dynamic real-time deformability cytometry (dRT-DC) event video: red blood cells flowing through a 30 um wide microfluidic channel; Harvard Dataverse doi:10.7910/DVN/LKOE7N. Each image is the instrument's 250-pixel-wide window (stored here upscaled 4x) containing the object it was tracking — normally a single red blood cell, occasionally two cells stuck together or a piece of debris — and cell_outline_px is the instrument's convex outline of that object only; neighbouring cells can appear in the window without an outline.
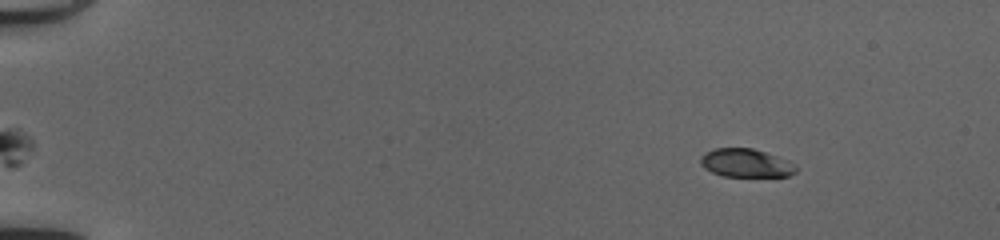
{"species": "common noctule bat (a hibernating species)", "species_latin": "Nyctalus noctula", "temperature_condition": "cold", "stored_images_in_passage": 47, "camera_frame_rate_fps": 3000, "um_per_image_px": 0.085, "animal": {"sex": "female", "body_mass_g": 20.0, "forearm_length_mm": 54.0}, "frame": {"image": 1, "passage_image": 3, "time_ms": 0.667, "image_size_px": [1000, 240], "cell_outline_px": [[796, 172], [788, 176], [724, 176], [712, 172], [704, 168], [700, 164], [700, 160], [708, 152], [716, 148], [752, 148], [776, 156], [796, 168]], "centroid_in_image_um": [63.35, 13.87], "position_along_channel_um": 21.6, "area_um2": 15.2}}
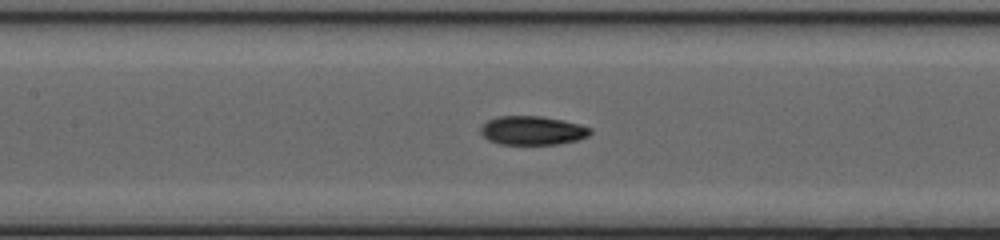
{"frame": {"image": 2, "passage_image": 22, "time_ms": 7.0, "image_size_px": [1000, 240], "cell_outline_px": [[592, 132], [588, 136], [576, 140], [556, 144], [500, 144], [488, 140], [480, 132], [480, 128], [488, 120], [496, 116], [540, 116], [564, 120], [580, 124], [592, 128]], "centroid_in_image_um": [45.26, 11.08], "position_along_channel_um": 162.1, "area_um2": 18.44}}
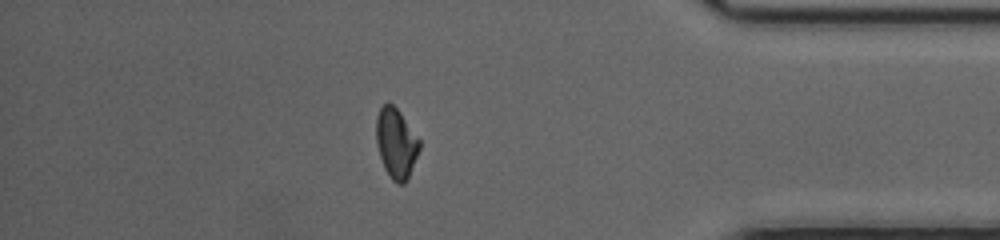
{"frame": {"image": 3, "passage_image": 41, "time_ms": 13.333, "image_size_px": [1000, 240], "cell_outline_px": [[420, 148], [408, 180], [404, 184], [396, 184], [392, 180], [384, 168], [376, 144], [376, 116], [380, 108], [388, 100], [400, 112], [420, 140]], "centroid_in_image_um": [33.66, 12.18], "position_along_channel_um": 401.5, "area_um2": 17.8}, "authors_computed_cell_mechanics": {"area_um2": 17.8024, "velocity_mm_per_s": 4.1937, "shape_relaxation_time_tau1_ms": 5.4342, "shape_relaxation_time_tau2_ms": 1.8992, "deformation_change_tau1": 0.2015, "deformation_change_tau2": 0.071}}